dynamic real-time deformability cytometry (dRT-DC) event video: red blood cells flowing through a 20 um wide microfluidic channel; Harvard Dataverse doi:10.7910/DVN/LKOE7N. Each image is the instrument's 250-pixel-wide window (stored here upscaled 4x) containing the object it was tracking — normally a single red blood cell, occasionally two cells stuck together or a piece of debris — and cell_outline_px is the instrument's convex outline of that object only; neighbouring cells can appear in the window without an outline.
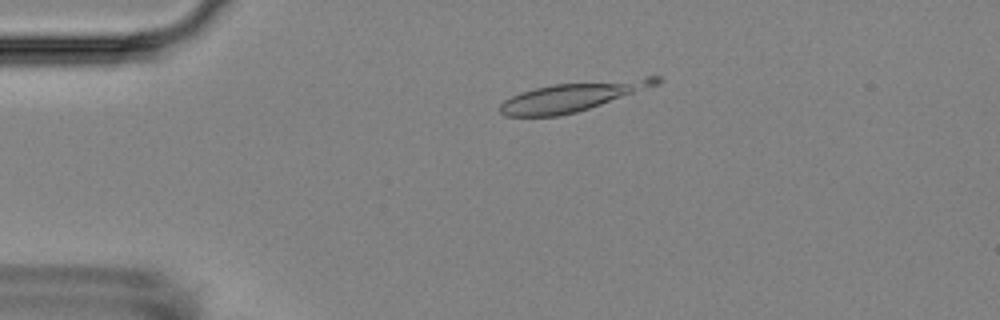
{"species": "Egyptian fruit bat (a non-hibernating species)", "species_latin": "Rousettus aegyptiacus", "temperature_condition": "room temperature", "stored_images_in_passage": 2, "camera_frame_rate_fps": 3000, "um_per_image_px": 0.085, "animal": {"sex": "female"}, "frame": {"image": 1, "passage_image": 2, "time_ms": 1.333, "image_size_px": [1000, 320], "cell_outline_px": [[664, 80], [660, 84], [576, 112], [560, 116], [504, 116], [500, 112], [500, 104], [504, 100], [520, 92], [552, 84], [644, 76], [660, 76]], "centroid_in_image_um": [48.72, 8.18], "position_along_channel_um": 36.3, "area_um2": 26.65}}